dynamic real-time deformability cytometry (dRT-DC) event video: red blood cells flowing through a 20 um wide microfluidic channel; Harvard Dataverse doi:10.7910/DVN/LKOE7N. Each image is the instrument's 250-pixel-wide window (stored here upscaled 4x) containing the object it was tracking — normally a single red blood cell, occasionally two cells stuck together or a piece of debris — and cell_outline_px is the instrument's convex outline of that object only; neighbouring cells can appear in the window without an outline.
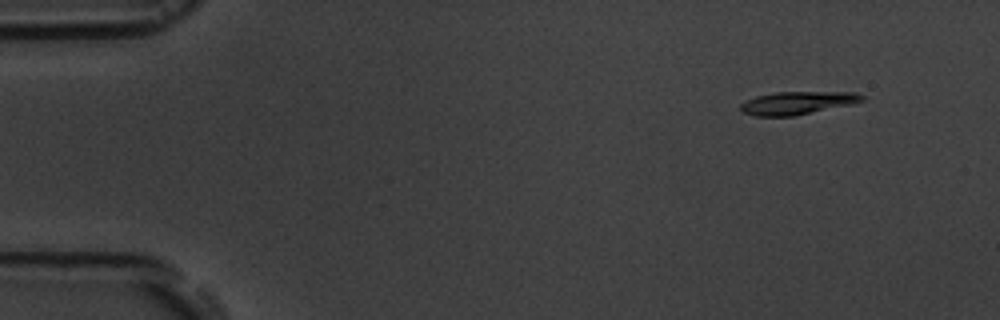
{"species": "common noctule bat (a hibernating species)", "species_latin": "Nyctalus noctula", "temperature_condition": "room temperature", "stored_images_in_passage": 5, "camera_frame_rate_fps": 3000, "um_per_image_px": 0.085, "animal": {"sex": "male", "body_mass_g": 19.5, "forearm_length_mm": 54.6}, "frame": {"image": 1, "passage_image": 2, "time_ms": 1.0, "image_size_px": [1000, 320], "cell_outline_px": [[864, 100], [852, 104], [796, 116], [756, 116], [744, 112], [740, 108], [740, 104], [756, 96], [776, 92], [856, 92], [864, 96]], "centroid_in_image_um": [67.81, 8.75], "position_along_channel_um": 17.2, "area_um2": 16.18}}
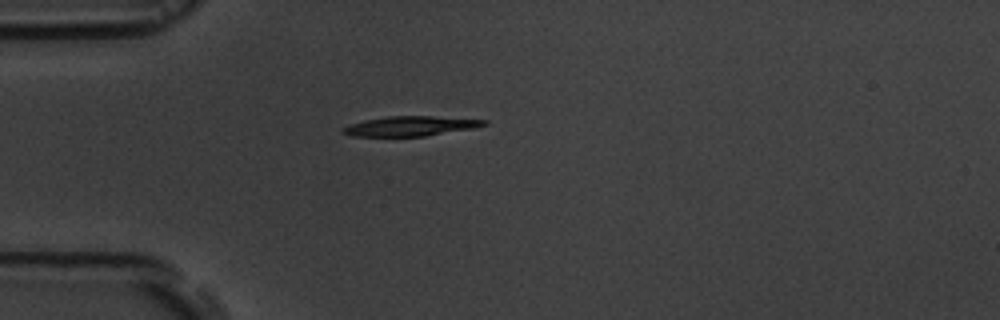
{"frame": {"image": 2, "passage_image": 5, "time_ms": 4.333, "image_size_px": [1000, 320], "cell_outline_px": [[488, 124], [472, 128], [424, 136], [352, 136], [340, 132], [348, 124], [364, 120], [388, 116], [432, 116], [488, 120]], "centroid_in_image_um": [34.86, 10.71], "position_along_channel_um": 50.1, "area_um2": 16.13}}